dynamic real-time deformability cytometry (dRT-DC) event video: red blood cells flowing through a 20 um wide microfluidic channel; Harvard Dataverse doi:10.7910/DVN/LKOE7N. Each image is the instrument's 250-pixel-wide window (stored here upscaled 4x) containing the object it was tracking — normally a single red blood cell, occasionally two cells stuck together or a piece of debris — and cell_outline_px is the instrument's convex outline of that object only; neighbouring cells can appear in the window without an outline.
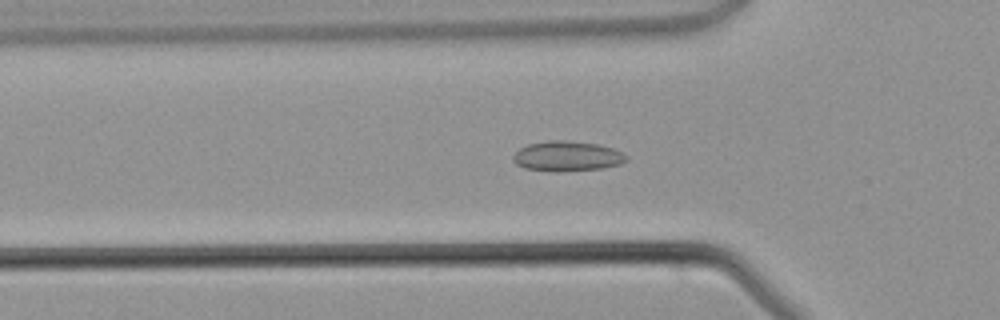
{"species": "common noctule bat (a hibernating species)", "species_latin": "Nyctalus noctula", "temperature_condition": "warm", "stored_images_in_passage": 33, "camera_frame_rate_fps": 3000, "um_per_image_px": 0.085, "animal": {"sex": "male", "body_mass_g": 21.5, "forearm_length_mm": 52.0}, "frame": {"image": 1, "passage_image": 3, "time_ms": 0.667, "image_size_px": [1000, 320], "cell_outline_px": [[628, 160], [620, 164], [600, 168], [560, 172], [548, 172], [524, 168], [516, 164], [512, 160], [512, 156], [520, 148], [528, 144], [552, 140], [564, 140], [596, 144], [612, 148], [628, 156]], "centroid_in_image_um": [48.17, 13.29], "position_along_channel_um": 77.6, "area_um2": 19.88}}
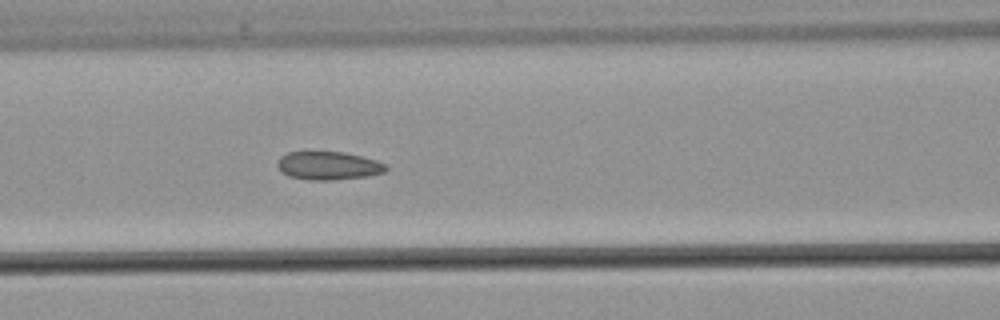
{"frame": {"image": 2, "passage_image": 7, "time_ms": 2.0, "image_size_px": [1000, 320], "cell_outline_px": [[388, 168], [384, 172], [368, 176], [332, 180], [308, 180], [288, 176], [280, 172], [276, 164], [280, 156], [288, 152], [344, 152], [376, 160], [388, 164]], "centroid_in_image_um": [27.89, 14.09], "position_along_channel_um": 138.7, "area_um2": 18.03}}
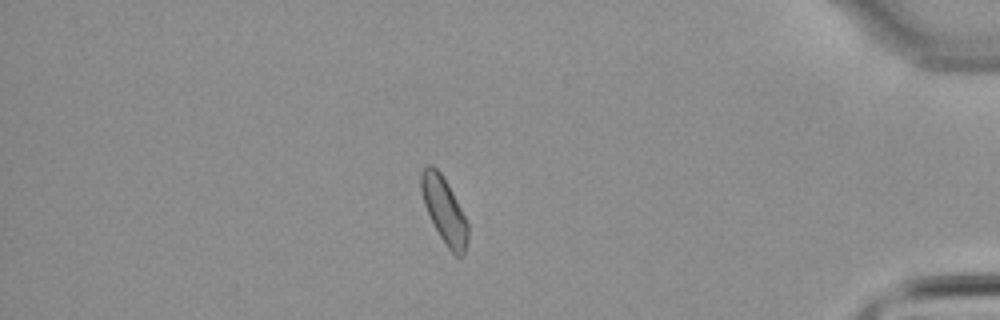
{"frame": {"image": 3, "passage_image": 27, "time_ms": 8.667, "image_size_px": [1000, 320], "cell_outline_px": [[468, 240], [464, 252], [460, 256], [456, 256], [448, 248], [440, 236], [424, 204], [420, 188], [420, 172], [428, 164], [432, 164], [440, 172], [448, 184], [468, 224]], "centroid_in_image_um": [37.74, 17.84], "position_along_channel_um": 397.5, "area_um2": 17.57}}